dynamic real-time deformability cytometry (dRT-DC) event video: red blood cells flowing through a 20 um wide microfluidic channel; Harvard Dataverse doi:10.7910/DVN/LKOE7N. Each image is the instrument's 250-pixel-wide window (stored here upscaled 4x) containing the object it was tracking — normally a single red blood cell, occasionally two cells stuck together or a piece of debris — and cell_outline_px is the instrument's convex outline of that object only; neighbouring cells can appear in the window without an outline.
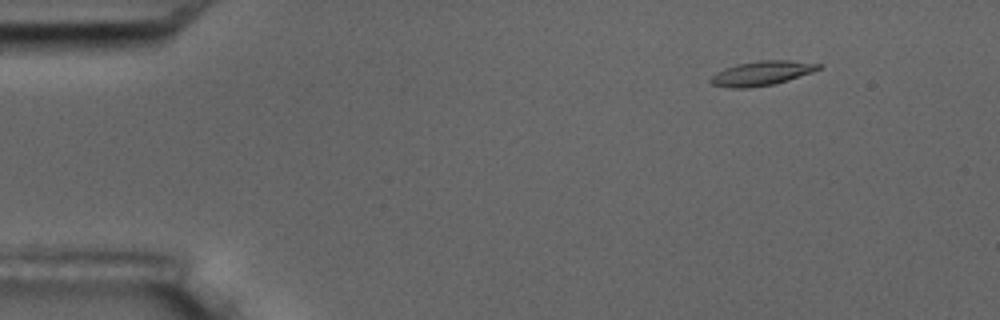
{"species": "common noctule bat (a hibernating species)", "species_latin": "Nyctalus noctula", "temperature_condition": "room temperature", "stored_images_in_passage": 5, "camera_frame_rate_fps": 3000, "um_per_image_px": 0.085, "animal": {"sex": "male", "body_mass_g": 17.5, "forearm_length_mm": 52.3}, "frame": {"image": 1, "passage_image": 2, "time_ms": 1.333, "image_size_px": [1000, 320], "cell_outline_px": [[824, 64], [820, 68], [812, 72], [788, 80], [772, 84], [748, 88], [728, 88], [712, 84], [708, 80], [716, 72], [724, 68], [736, 64], [760, 60], [788, 60]], "centroid_in_image_um": [64.72, 6.22], "position_along_channel_um": 20.3, "area_um2": 15.37}}
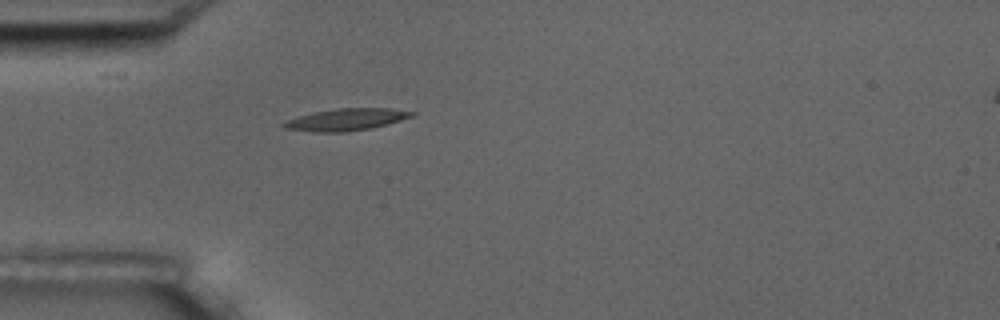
{"frame": {"image": 2, "passage_image": 5, "time_ms": 4.667, "image_size_px": [1000, 320], "cell_outline_px": [[416, 112], [412, 116], [388, 124], [348, 132], [312, 132], [284, 128], [280, 124], [288, 120], [312, 112], [336, 108], [388, 108]], "centroid_in_image_um": [29.4, 10.16], "position_along_channel_um": 55.6, "area_um2": 16.3}}